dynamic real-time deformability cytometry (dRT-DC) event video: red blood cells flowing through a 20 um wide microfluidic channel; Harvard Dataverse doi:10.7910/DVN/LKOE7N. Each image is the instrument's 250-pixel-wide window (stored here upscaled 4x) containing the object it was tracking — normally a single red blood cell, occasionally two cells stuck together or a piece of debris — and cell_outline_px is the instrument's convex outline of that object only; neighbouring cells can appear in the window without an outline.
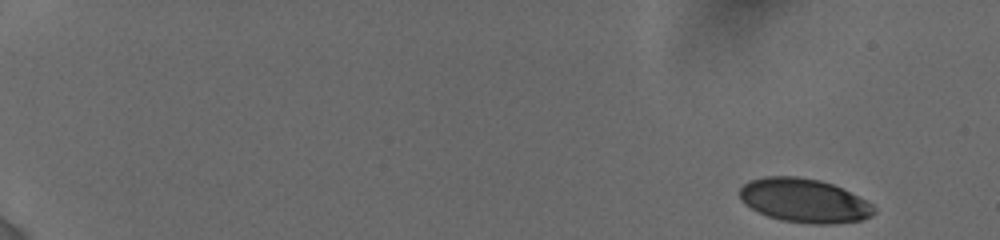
{"species": "human", "species_latin": "Homo sapiens", "temperature_condition": "cold", "stored_images_in_passage": 48, "camera_frame_rate_fps": 3000, "um_per_image_px": 0.085, "donor": {"sex": "female"}, "frame": {"image": 1, "passage_image": 1, "time_ms": 0.0, "image_size_px": [1000, 240], "cell_outline_px": [[876, 212], [872, 216], [864, 220], [828, 224], [812, 224], [784, 220], [768, 216], [744, 204], [740, 200], [740, 188], [748, 180], [764, 176], [796, 176], [820, 180], [832, 184], [872, 204], [876, 208]], "centroid_in_image_um": [68.34, 17.04], "position_along_channel_um": 16.7, "area_um2": 34.22}}
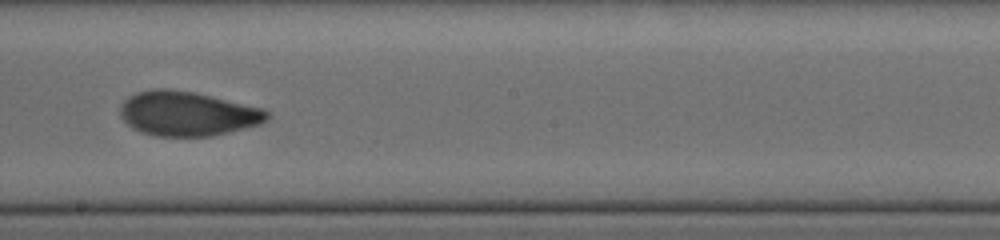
{"frame": {"image": 2, "passage_image": 28, "time_ms": 10.333, "image_size_px": [1000, 240], "cell_outline_px": [[272, 116], [268, 120], [260, 124], [212, 136], [156, 136], [140, 132], [132, 128], [120, 116], [120, 104], [128, 96], [136, 92], [152, 88], [168, 88], [196, 92], [264, 108]], "centroid_in_image_um": [15.93, 9.64], "position_along_channel_um": 232.3, "area_um2": 38.55}}
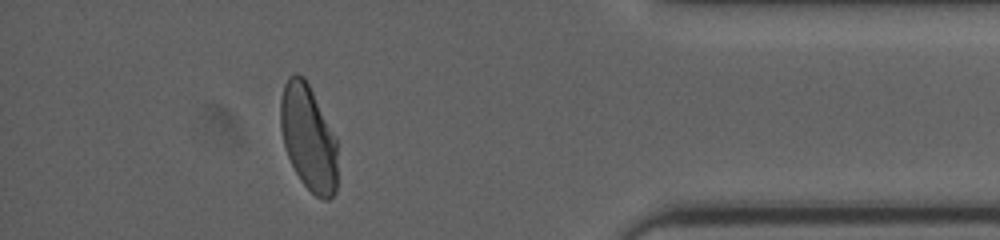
{"frame": {"image": 3, "passage_image": 45, "time_ms": 15.667, "image_size_px": [1000, 240], "cell_outline_px": [[336, 192], [328, 200], [324, 200], [316, 196], [300, 180], [288, 156], [284, 144], [280, 128], [280, 100], [284, 84], [288, 76], [296, 72], [304, 76], [336, 136]], "centroid_in_image_um": [26.2, 11.67], "position_along_channel_um": 409.0, "area_um2": 35.08}, "authors_computed_cell_mechanics": {"area_um2": 37.2521, "velocity_mm_per_s": 3.8277, "shape_relaxation_time_tau1_ms": 4.2493, "shape_relaxation_time_tau2_ms": 1.2409, "deformation_change_tau1": 0.1604, "deformation_change_tau2": 0.064}}